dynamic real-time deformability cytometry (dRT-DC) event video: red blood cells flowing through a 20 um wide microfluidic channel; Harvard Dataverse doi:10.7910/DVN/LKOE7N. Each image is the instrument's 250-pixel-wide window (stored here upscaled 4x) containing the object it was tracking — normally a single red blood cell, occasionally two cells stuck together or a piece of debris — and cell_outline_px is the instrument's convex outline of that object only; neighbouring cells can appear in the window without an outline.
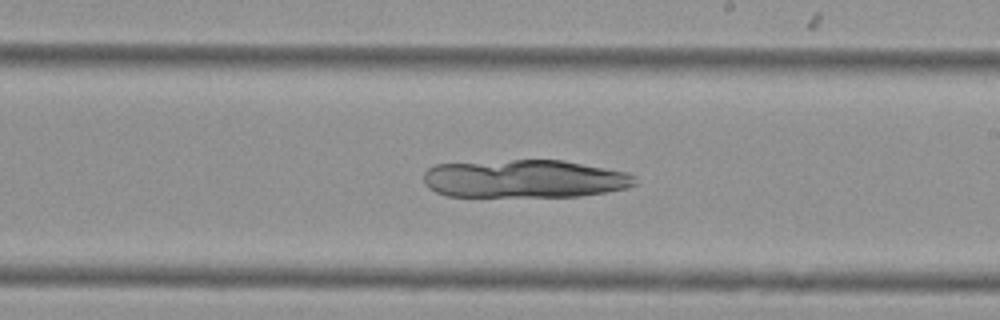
{"species": "Egyptian fruit bat (a non-hibernating species)", "species_latin": "Rousettus aegyptiacus", "temperature_condition": "cold", "stored_images_in_passage": 55, "camera_frame_rate_fps": 3000, "um_per_image_px": 0.085, "animal": {"sex": "female"}, "frame": {"image": 1, "passage_image": 32, "time_ms": 10.333, "image_size_px": [1000, 320], "cell_outline_px": [[636, 184], [628, 188], [580, 196], [448, 196], [436, 192], [428, 188], [424, 184], [424, 172], [428, 168], [436, 164], [512, 160], [564, 160], [628, 172], [636, 176]], "centroid_in_image_um": [44.6, 15.19], "position_along_channel_um": 244.4, "area_um2": 47.05}}